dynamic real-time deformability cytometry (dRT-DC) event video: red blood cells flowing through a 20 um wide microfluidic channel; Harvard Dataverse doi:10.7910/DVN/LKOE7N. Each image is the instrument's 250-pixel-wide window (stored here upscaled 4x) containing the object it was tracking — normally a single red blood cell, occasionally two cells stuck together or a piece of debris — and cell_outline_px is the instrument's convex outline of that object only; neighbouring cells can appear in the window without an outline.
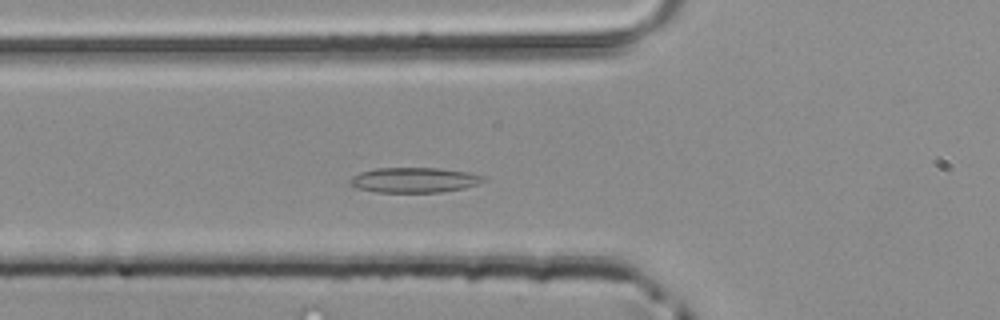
{"species": "common noctule bat (a hibernating species)", "species_latin": "Nyctalus noctula", "temperature_condition": "room temperature", "stored_images_in_passage": 44, "camera_frame_rate_fps": 3000, "um_per_image_px": 0.085, "animal": {"sex": "male", "body_mass_g": 20.4}, "frame": {"image": 1, "passage_image": 12, "time_ms": 3.667, "image_size_px": [1000, 320], "cell_outline_px": [[484, 180], [476, 184], [464, 188], [440, 192], [376, 192], [360, 188], [352, 184], [348, 180], [352, 176], [360, 172], [376, 168], [440, 168], [468, 172], [484, 176]], "centroid_in_image_um": [35.2, 15.29], "position_along_channel_um": 90.6, "area_um2": 19.31}}
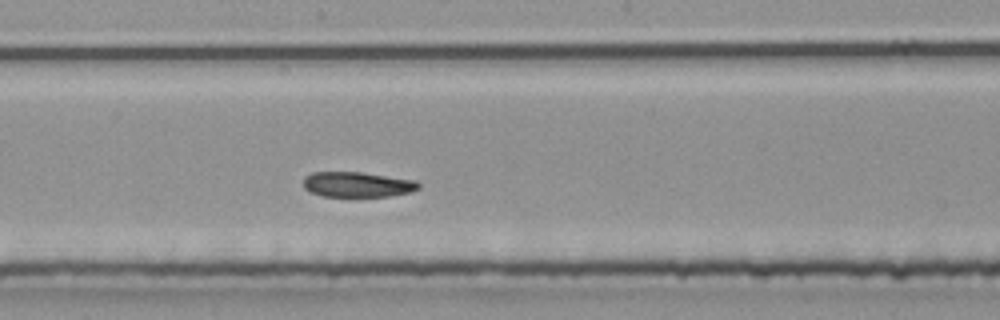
{"frame": {"image": 2, "passage_image": 21, "time_ms": 6.667, "image_size_px": [1000, 320], "cell_outline_px": [[420, 188], [412, 192], [388, 196], [324, 196], [312, 192], [304, 188], [304, 176], [312, 172], [364, 172], [416, 180], [420, 184]], "centroid_in_image_um": [30.41, 15.67], "position_along_channel_um": 217.8, "area_um2": 16.99}}
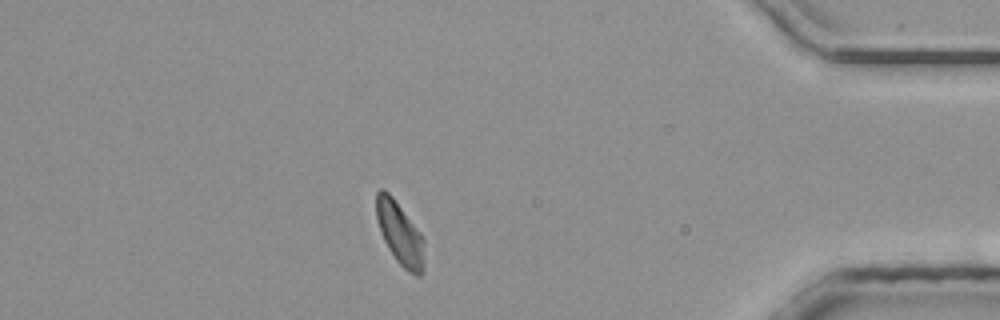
{"frame": {"image": 3, "passage_image": 37, "time_ms": 12.0, "image_size_px": [1000, 320], "cell_outline_px": [[424, 272], [420, 276], [416, 276], [408, 272], [396, 260], [388, 248], [380, 232], [376, 216], [376, 192], [380, 188], [384, 188], [392, 196], [420, 232], [424, 240]], "centroid_in_image_um": [34.0, 19.86], "position_along_channel_um": 401.2, "area_um2": 17.69}}